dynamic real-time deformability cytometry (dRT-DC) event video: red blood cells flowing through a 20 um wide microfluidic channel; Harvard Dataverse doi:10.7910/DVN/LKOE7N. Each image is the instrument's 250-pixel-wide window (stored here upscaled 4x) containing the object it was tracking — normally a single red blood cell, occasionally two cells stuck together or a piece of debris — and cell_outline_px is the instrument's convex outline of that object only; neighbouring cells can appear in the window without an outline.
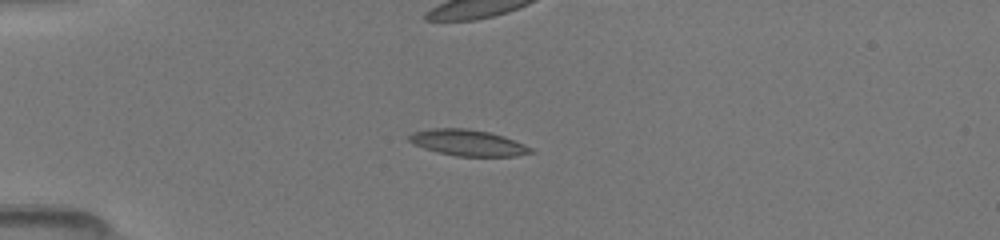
{"species": "common noctule bat (a hibernating species)", "species_latin": "Nyctalus noctula", "temperature_condition": "room temperature", "stored_images_in_passage": 36, "camera_frame_rate_fps": 3000, "um_per_image_px": 0.085, "animal": {"sex": "female", "body_mass_g": 19.5, "forearm_length_mm": 54.1}, "frame": {"image": 1, "passage_image": 6, "time_ms": 3.333, "image_size_px": [1000, 240], "cell_outline_px": [[536, 152], [516, 156], [456, 156], [424, 148], [408, 140], [408, 136], [412, 132], [432, 128], [468, 128], [488, 132], [504, 136], [524, 144], [532, 148]], "centroid_in_image_um": [39.8, 12.13], "position_along_channel_um": 45.2, "area_um2": 18.44}}